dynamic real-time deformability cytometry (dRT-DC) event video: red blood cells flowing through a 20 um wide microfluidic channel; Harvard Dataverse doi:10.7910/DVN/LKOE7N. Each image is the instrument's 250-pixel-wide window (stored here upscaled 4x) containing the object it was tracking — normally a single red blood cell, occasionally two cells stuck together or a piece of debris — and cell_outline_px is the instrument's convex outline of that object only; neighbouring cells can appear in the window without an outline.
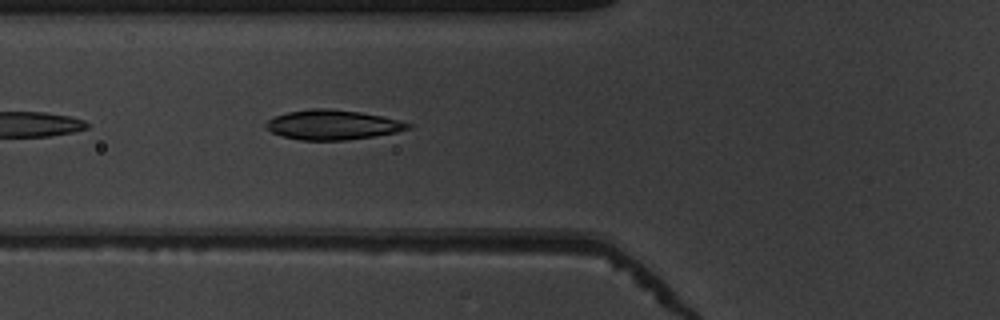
{"species": "common noctule bat (a hibernating species)", "species_latin": "Nyctalus noctula", "temperature_condition": "warm", "stored_images_in_passage": 8, "camera_frame_rate_fps": 3000, "um_per_image_px": 0.085, "animal": {"sex": "male", "body_mass_g": 19.5, "forearm_length_mm": 54.6}, "frame": {"image": 1, "passage_image": 4, "time_ms": 1.0, "image_size_px": [1000, 320], "cell_outline_px": [[412, 128], [396, 132], [348, 140], [300, 140], [284, 136], [272, 132], [264, 128], [264, 124], [268, 120], [276, 116], [288, 112], [312, 108], [328, 108], [360, 112], [380, 116], [412, 124]], "centroid_in_image_um": [28.24, 10.61], "position_along_channel_um": 97.6, "area_um2": 24.39}}